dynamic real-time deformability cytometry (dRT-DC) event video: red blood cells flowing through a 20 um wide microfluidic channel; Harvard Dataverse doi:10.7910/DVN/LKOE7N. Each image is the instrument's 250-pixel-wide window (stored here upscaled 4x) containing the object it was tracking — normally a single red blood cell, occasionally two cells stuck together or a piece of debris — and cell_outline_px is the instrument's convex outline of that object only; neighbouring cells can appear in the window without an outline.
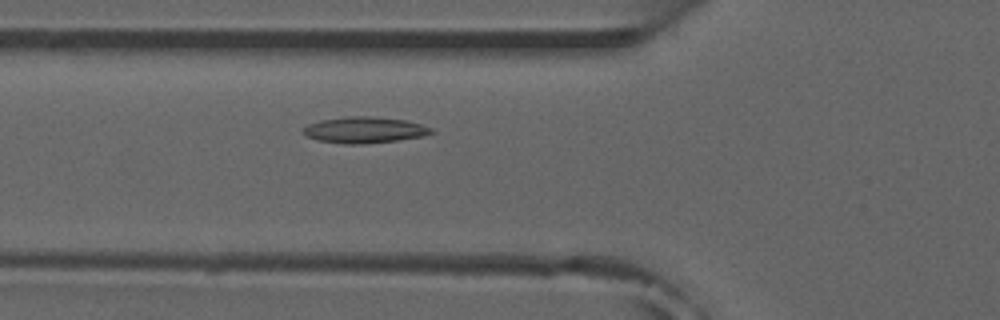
{"species": "common noctule bat (a hibernating species)", "species_latin": "Nyctalus noctula", "temperature_condition": "room temperature", "stored_images_in_passage": 49, "camera_frame_rate_fps": 3000, "um_per_image_px": 0.085, "animal": {"sex": "male", "forearm_length_mm": 52.5}, "frame": {"image": 1, "passage_image": 15, "time_ms": 4.667, "image_size_px": [1000, 320], "cell_outline_px": [[436, 132], [424, 136], [396, 140], [360, 144], [344, 144], [316, 140], [300, 132], [308, 124], [320, 120], [348, 116], [372, 116], [404, 120], [420, 124], [432, 128]], "centroid_in_image_um": [30.96, 11.04], "position_along_channel_um": 94.8, "area_um2": 19.54}, "authors_computed_cell_mechanics": {"area_um2": 17.9758, "velocity_mm_per_s": 3.8607, "shape_relaxation_time_tau1_ms": 3.9528, "shape_relaxation_time_tau2_ms": null, "deformation_change_tau1": 0.0933, "deformation_change_tau2": null}}